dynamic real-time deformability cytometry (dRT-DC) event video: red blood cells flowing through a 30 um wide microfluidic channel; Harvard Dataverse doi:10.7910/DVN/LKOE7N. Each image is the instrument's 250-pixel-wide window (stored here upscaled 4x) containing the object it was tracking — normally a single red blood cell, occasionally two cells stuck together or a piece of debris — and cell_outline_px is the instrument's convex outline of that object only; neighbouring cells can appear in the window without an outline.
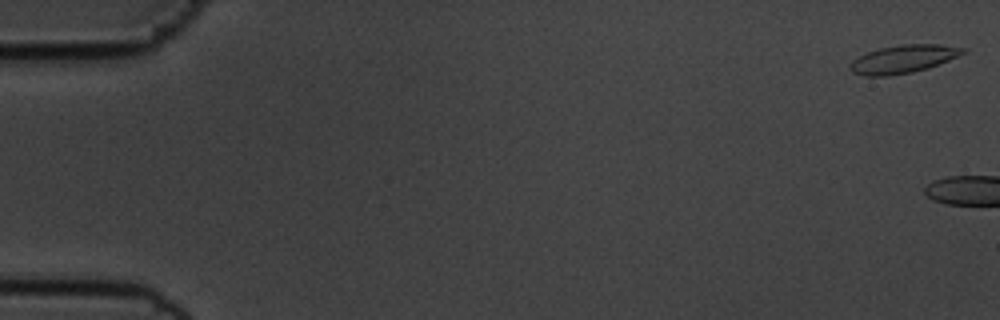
{"species": "common noctule bat (a hibernating species)", "species_latin": "Nyctalus noctula", "temperature_condition": "cold", "stored_images_in_passage": 4, "camera_frame_rate_fps": 3000, "um_per_image_px": 0.085, "animal": {"sex": "male", "body_mass_g": 19.5, "forearm_length_mm": 54.6}, "frame": {"image": 1, "passage_image": 1, "time_ms": 0.0, "image_size_px": [1000, 320], "cell_outline_px": [[968, 52], [928, 68], [912, 72], [888, 76], [868, 76], [852, 72], [848, 68], [848, 64], [852, 60], [868, 52], [880, 48], [900, 44], [940, 44], [968, 48]], "centroid_in_image_um": [76.79, 5.01], "position_along_channel_um": 8.2, "area_um2": 18.55}}